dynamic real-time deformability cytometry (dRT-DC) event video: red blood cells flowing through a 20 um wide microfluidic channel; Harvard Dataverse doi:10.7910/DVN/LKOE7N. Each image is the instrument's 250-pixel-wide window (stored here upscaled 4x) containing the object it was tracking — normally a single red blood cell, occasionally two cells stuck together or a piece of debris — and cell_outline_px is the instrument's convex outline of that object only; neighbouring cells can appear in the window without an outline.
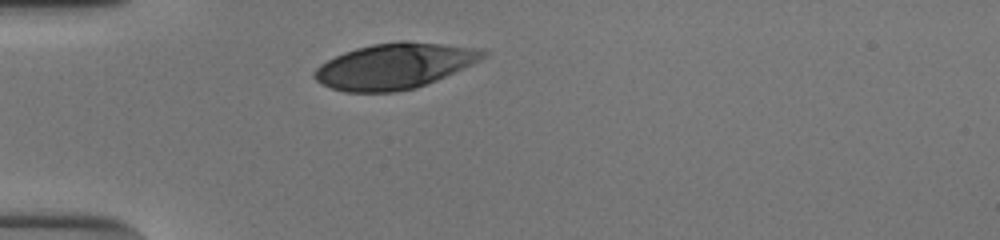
{"species": "human", "species_latin": "Homo sapiens", "temperature_condition": "cold", "stored_images_in_passage": 29, "camera_frame_rate_fps": 3000, "um_per_image_px": 0.085, "donor": {"sex": "male"}, "frame": {"image": 1, "passage_image": 1, "time_ms": 0.0, "image_size_px": [1000, 240], "cell_outline_px": [[488, 56], [472, 64], [436, 80], [416, 88], [396, 92], [344, 92], [332, 88], [316, 80], [312, 76], [312, 72], [320, 64], [344, 52], [356, 48], [372, 44], [400, 40], [404, 40], [480, 48], [488, 52]], "centroid_in_image_um": [33.53, 5.6], "position_along_channel_um": 51.5, "area_um2": 44.8}}
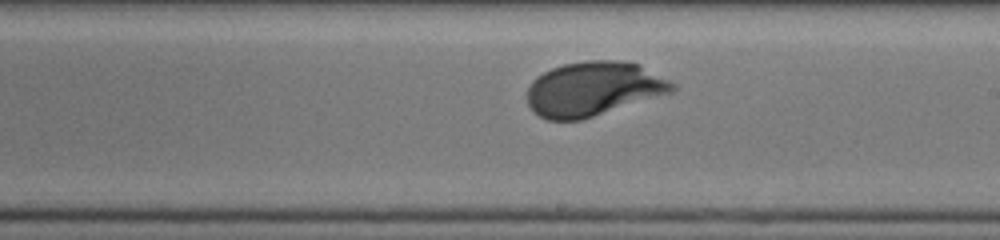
{"frame": {"image": 2, "passage_image": 17, "time_ms": 5.333, "image_size_px": [1000, 240], "cell_outline_px": [[676, 88], [672, 92], [580, 120], [548, 120], [532, 112], [528, 104], [528, 88], [532, 80], [536, 76], [552, 68], [564, 64], [588, 60], [624, 60], [640, 64], [676, 84]], "centroid_in_image_um": [50.43, 7.54], "position_along_channel_um": 238.6, "area_um2": 45.84}}
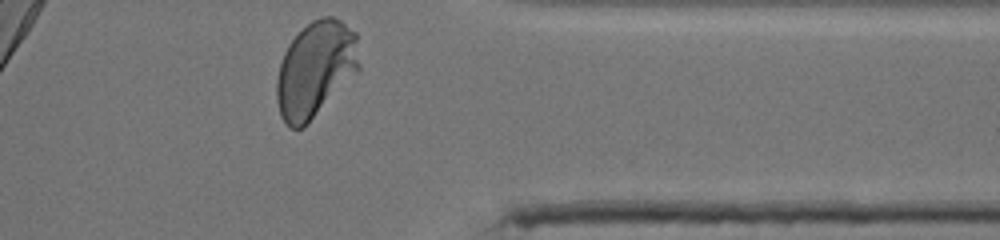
{"frame": {"image": 3, "passage_image": 29, "time_ms": 9.333, "image_size_px": [1000, 240], "cell_outline_px": [[360, 72], [304, 128], [288, 128], [280, 116], [276, 100], [276, 80], [280, 64], [284, 52], [288, 44], [312, 20], [320, 16], [332, 16], [340, 20], [356, 32], [360, 64]], "centroid_in_image_um": [26.83, 5.93], "position_along_channel_um": 384.6, "area_um2": 46.88}, "authors_computed_cell_mechanics": {"area_um2": 45.1418, "velocity_mm_per_s": 3.8302, "shape_relaxation_time_tau1_ms": 2.0751, "shape_relaxation_time_tau2_ms": null, "deformation_change_tau1": 0.1368, "deformation_change_tau2": null}}